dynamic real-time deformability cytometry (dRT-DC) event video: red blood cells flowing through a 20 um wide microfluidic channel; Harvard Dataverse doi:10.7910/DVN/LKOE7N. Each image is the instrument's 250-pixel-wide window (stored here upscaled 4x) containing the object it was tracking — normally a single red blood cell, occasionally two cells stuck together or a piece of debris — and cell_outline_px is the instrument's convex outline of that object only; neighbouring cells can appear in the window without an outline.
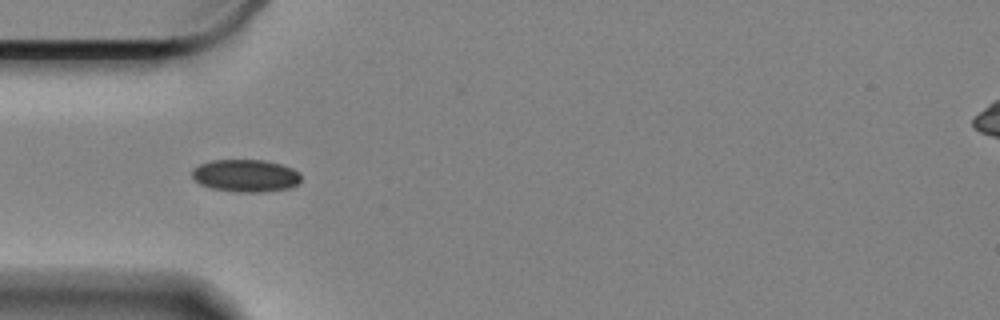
{"species": "Egyptian fruit bat (a non-hibernating species)", "species_latin": "Rousettus aegyptiacus", "temperature_condition": "cold", "stored_images_in_passage": 43, "camera_frame_rate_fps": 3000, "um_per_image_px": 0.085, "animal": {"sex": "female"}, "frame": {"image": 1, "passage_image": 1, "time_ms": 0.0, "image_size_px": [1000, 320], "cell_outline_px": [[300, 180], [296, 184], [288, 188], [260, 192], [236, 192], [212, 188], [200, 184], [192, 176], [192, 168], [200, 164], [212, 160], [264, 160], [280, 164], [292, 168], [300, 172]], "centroid_in_image_um": [20.86, 14.92], "position_along_channel_um": 64.1, "area_um2": 20.52}}
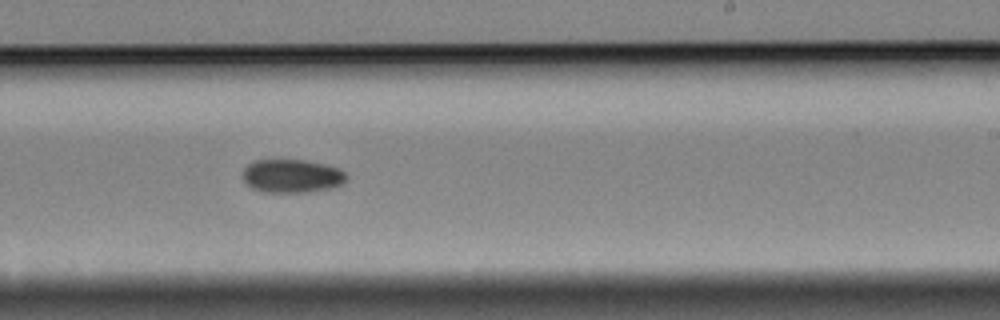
{"frame": {"image": 2, "passage_image": 19, "time_ms": 6.0, "image_size_px": [1000, 320], "cell_outline_px": [[348, 176], [340, 184], [332, 188], [308, 192], [264, 192], [252, 188], [244, 180], [244, 168], [248, 164], [256, 160], [304, 160], [324, 164], [340, 168]], "centroid_in_image_um": [24.82, 14.96], "position_along_channel_um": 264.2, "area_um2": 20.06}}
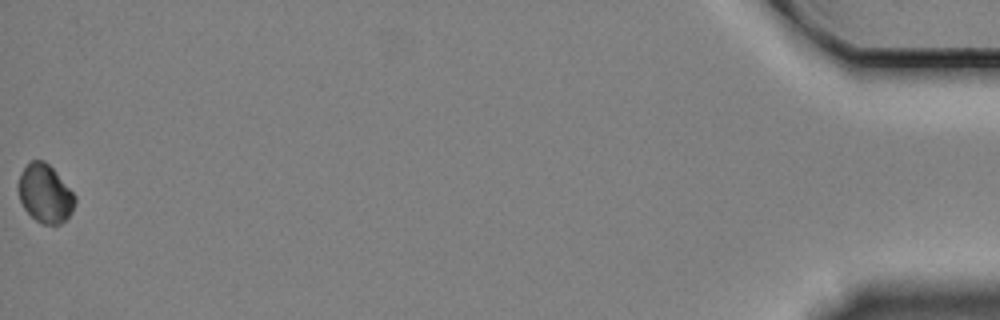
{"frame": {"image": 3, "passage_image": 43, "time_ms": 14.0, "image_size_px": [1000, 320], "cell_outline_px": [[76, 200], [72, 212], [60, 224], [40, 224], [24, 208], [20, 200], [16, 188], [20, 172], [32, 160], [44, 160], [56, 172], [76, 196]], "centroid_in_image_um": [3.81, 16.45], "position_along_channel_um": 431.4, "area_um2": 19.25}, "authors_computed_cell_mechanics": {"area_um2": 20.0566, "velocity_mm_per_s": 3.3281, "shape_relaxation_time_tau1_ms": 5.3602, "shape_relaxation_time_tau2_ms": null, "deformation_change_tau1": 0.0337, "deformation_change_tau2": null}}